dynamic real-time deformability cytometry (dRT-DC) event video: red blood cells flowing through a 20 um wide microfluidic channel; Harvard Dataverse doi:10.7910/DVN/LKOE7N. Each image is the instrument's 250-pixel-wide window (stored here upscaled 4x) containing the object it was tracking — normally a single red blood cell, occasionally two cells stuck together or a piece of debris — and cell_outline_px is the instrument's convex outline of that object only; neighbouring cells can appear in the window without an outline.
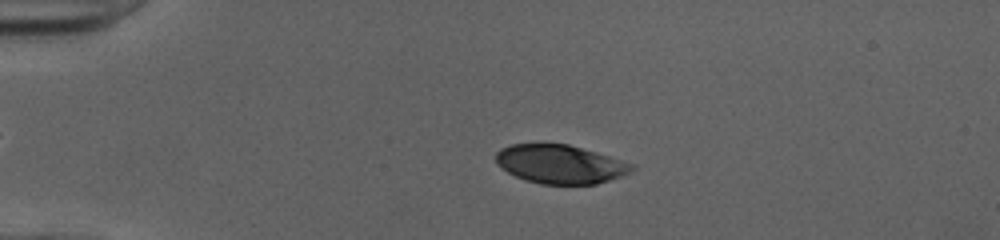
{"species": "human", "species_latin": "Homo sapiens", "temperature_condition": "cold", "stored_images_in_passage": 51, "camera_frame_rate_fps": 3000, "um_per_image_px": 0.085, "donor": {"sex": "female"}, "frame": {"image": 1, "passage_image": 12, "time_ms": 3.667, "image_size_px": [1000, 240], "cell_outline_px": [[636, 168], [620, 176], [596, 184], [540, 184], [524, 180], [508, 172], [496, 164], [496, 152], [500, 148], [512, 144], [568, 144], [596, 152], [636, 164]], "centroid_in_image_um": [47.61, 13.95], "position_along_channel_um": 37.4, "area_um2": 30.63}}
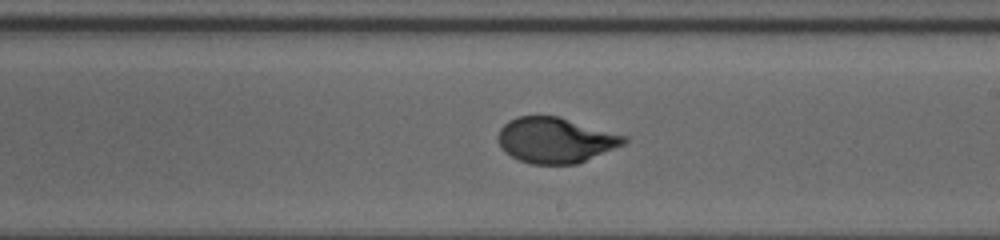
{"frame": {"image": 2, "passage_image": 31, "time_ms": 10.0, "image_size_px": [1000, 240], "cell_outline_px": [[628, 140], [624, 144], [576, 164], [532, 164], [520, 160], [504, 152], [500, 144], [500, 128], [508, 120], [516, 116], [556, 116], [628, 136]], "centroid_in_image_um": [47.22, 11.91], "position_along_channel_um": 241.8, "area_um2": 32.95}}
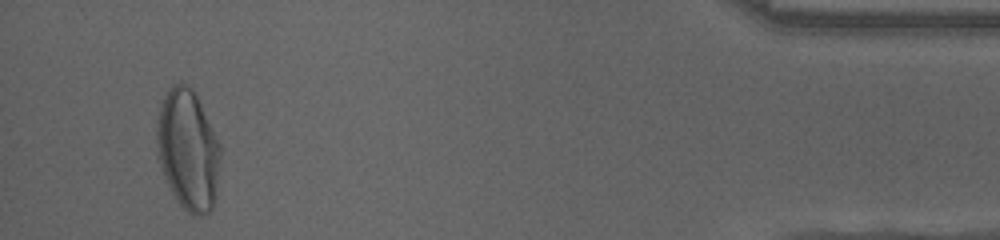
{"frame": {"image": 3, "passage_image": 49, "time_ms": 16.0, "image_size_px": [1000, 240], "cell_outline_px": [[220, 156], [216, 200], [212, 208], [208, 212], [200, 216], [192, 216], [176, 200], [164, 176], [156, 152], [156, 132], [160, 108], [164, 96], [168, 88], [172, 84], [180, 80], [184, 80], [192, 88], [220, 144]], "centroid_in_image_um": [15.97, 12.73], "position_along_channel_um": 419.2, "area_um2": 44.85}, "authors_computed_cell_mechanics": {"area_um2": 33.524, "velocity_mm_per_s": 4.0182, "shape_relaxation_time_tau1_ms": 4.1895, "shape_relaxation_time_tau2_ms": null, "deformation_change_tau1": 0.2043, "deformation_change_tau2": null}}